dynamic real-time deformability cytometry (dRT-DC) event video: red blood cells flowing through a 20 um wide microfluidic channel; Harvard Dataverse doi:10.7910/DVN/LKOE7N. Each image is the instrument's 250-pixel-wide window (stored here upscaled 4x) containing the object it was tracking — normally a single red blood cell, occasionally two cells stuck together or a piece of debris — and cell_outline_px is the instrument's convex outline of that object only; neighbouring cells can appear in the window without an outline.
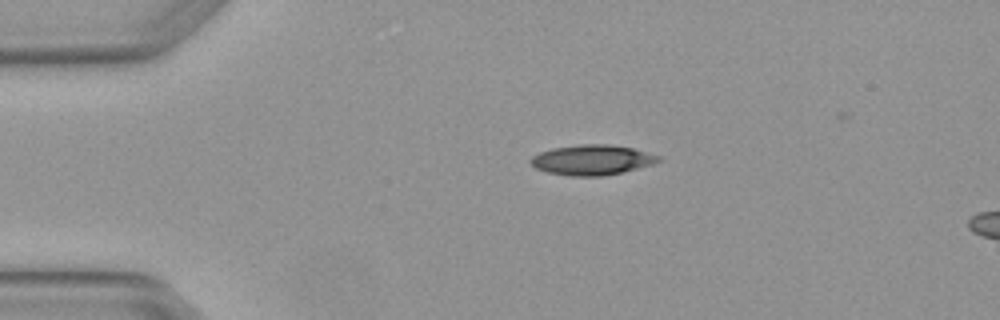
{"species": "Egyptian fruit bat (a non-hibernating species)", "species_latin": "Rousettus aegyptiacus", "temperature_condition": "warm", "stored_images_in_passage": 3, "segment_of_instrument_passage": [1, 2], "camera_frame_rate_fps": 3000, "um_per_image_px": 0.085, "animal": {"sex": "female"}, "frame": {"image": 1, "passage_image": 1, "time_ms": 0.0, "image_size_px": [1000, 320], "cell_outline_px": [[664, 160], [656, 164], [620, 172], [600, 176], [568, 176], [548, 172], [536, 168], [528, 160], [532, 156], [540, 152], [552, 148], [580, 144], [608, 144], [632, 148], [664, 156]], "centroid_in_image_um": [50.38, 13.58], "position_along_channel_um": 34.6, "area_um2": 22.66}}